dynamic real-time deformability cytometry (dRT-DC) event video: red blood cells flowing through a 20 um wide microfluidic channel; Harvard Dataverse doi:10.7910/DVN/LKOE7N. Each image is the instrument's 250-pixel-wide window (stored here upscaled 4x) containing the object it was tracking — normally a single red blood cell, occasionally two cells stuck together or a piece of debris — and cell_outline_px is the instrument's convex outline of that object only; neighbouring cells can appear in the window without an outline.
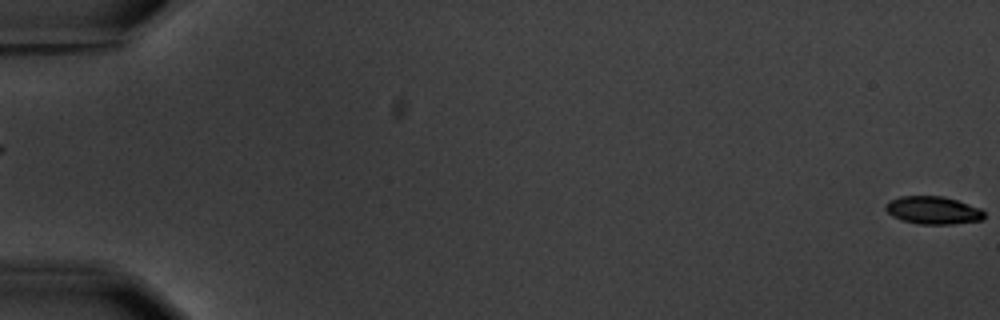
{"species": "common noctule bat (a hibernating species)", "species_latin": "Nyctalus noctula", "temperature_condition": "warm", "stored_images_in_passage": 2, "camera_frame_rate_fps": 3000, "um_per_image_px": 0.085, "animal": {"sex": "male", "body_mass_g": 20.1, "forearm_length_mm": 53.5}, "frame": {"image": 1, "passage_image": 2, "time_ms": 1.333, "image_size_px": [1000, 320], "cell_outline_px": [[984, 216], [980, 220], [952, 224], [916, 224], [892, 216], [884, 208], [892, 200], [900, 196], [944, 196], [980, 208], [984, 212]], "centroid_in_image_um": [79.32, 17.87], "position_along_channel_um": 5.7, "area_um2": 15.72}}